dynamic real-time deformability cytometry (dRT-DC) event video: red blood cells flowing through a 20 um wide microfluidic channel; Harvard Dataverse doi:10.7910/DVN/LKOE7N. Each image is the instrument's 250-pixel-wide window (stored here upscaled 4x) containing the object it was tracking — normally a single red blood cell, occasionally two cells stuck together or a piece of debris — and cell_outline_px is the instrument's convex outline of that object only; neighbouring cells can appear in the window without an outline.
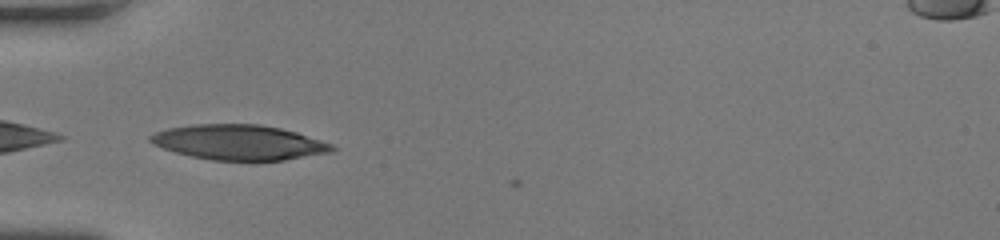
{"species": "human", "species_latin": "Homo sapiens", "temperature_condition": "room temperature", "stored_images_in_passage": 32, "camera_frame_rate_fps": 3000, "um_per_image_px": 0.085, "donor": {"sex": "female"}, "frame": {"image": 1, "passage_image": 1, "time_ms": 0.0, "image_size_px": [1000, 240], "cell_outline_px": [[336, 148], [332, 152], [284, 160], [212, 160], [192, 156], [176, 152], [152, 144], [148, 140], [148, 136], [156, 132], [168, 128], [192, 124], [260, 124], [280, 128], [296, 132], [332, 144]], "centroid_in_image_um": [20.3, 12.09], "position_along_channel_um": 64.7, "area_um2": 36.93}}
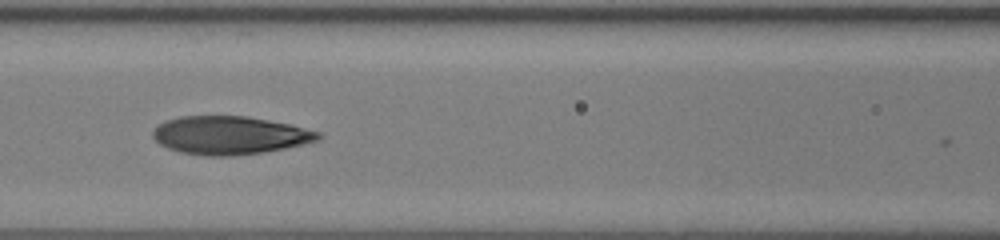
{"frame": {"image": 2, "passage_image": 7, "time_ms": 2.0, "image_size_px": [1000, 240], "cell_outline_px": [[324, 136], [320, 140], [284, 148], [264, 152], [228, 156], [208, 156], [180, 152], [168, 148], [160, 144], [152, 136], [152, 132], [160, 124], [168, 120], [180, 116], [248, 116], [292, 124], [320, 132]], "centroid_in_image_um": [19.57, 11.49], "position_along_channel_um": 147.0, "area_um2": 36.82}}
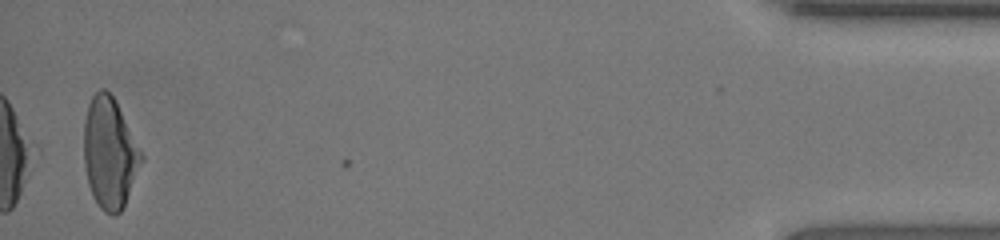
{"frame": {"image": 3, "passage_image": 32, "time_ms": 10.333, "image_size_px": [1000, 240], "cell_outline_px": [[144, 160], [124, 208], [120, 212], [112, 216], [104, 212], [100, 208], [92, 196], [88, 184], [84, 164], [84, 120], [88, 104], [92, 96], [100, 88], [104, 88], [116, 100], [144, 156]], "centroid_in_image_um": [9.33, 13.04], "position_along_channel_um": 425.9, "area_um2": 37.63}, "authors_computed_cell_mechanics": {"area_um2": 36.9631, "velocity_mm_per_s": 4.326, "shape_relaxation_time_tau1_ms": 5.9768, "shape_relaxation_time_tau2_ms": 1.3022, "deformation_change_tau1": 0.2308, "deformation_change_tau2": 0.0803}}